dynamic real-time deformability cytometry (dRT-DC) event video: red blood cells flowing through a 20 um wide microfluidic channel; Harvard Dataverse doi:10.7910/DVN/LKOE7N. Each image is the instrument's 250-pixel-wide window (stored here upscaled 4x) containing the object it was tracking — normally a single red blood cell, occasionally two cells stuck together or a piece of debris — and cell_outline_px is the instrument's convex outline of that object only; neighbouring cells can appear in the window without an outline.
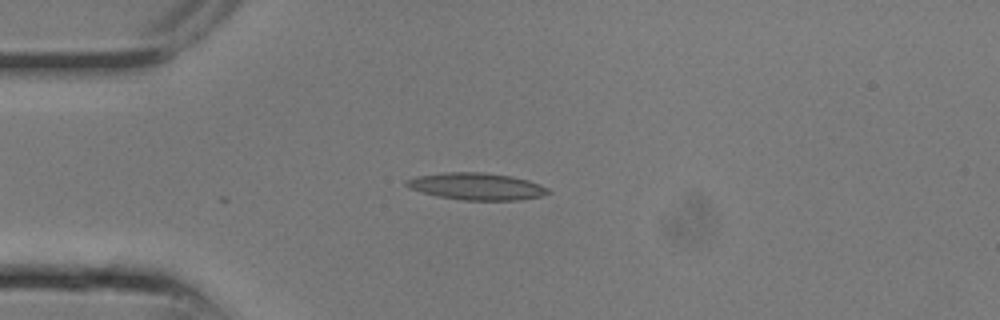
{"species": "common noctule bat (a hibernating species)", "species_latin": "Nyctalus noctula", "temperature_condition": "room temperature", "stored_images_in_passage": 2, "camera_frame_rate_fps": 3000, "um_per_image_px": 0.085, "animal": {"sex": "male", "body_mass_g": 13.3}, "frame": {"image": 1, "passage_image": 1, "time_ms": 0.0, "image_size_px": [1000, 320], "cell_outline_px": [[552, 192], [540, 196], [520, 200], [460, 200], [436, 196], [408, 188], [404, 184], [404, 180], [416, 176], [444, 172], [484, 172], [512, 176], [528, 180], [540, 184], [548, 188]], "centroid_in_image_um": [40.48, 15.84], "position_along_channel_um": 44.5, "area_um2": 22.54}}